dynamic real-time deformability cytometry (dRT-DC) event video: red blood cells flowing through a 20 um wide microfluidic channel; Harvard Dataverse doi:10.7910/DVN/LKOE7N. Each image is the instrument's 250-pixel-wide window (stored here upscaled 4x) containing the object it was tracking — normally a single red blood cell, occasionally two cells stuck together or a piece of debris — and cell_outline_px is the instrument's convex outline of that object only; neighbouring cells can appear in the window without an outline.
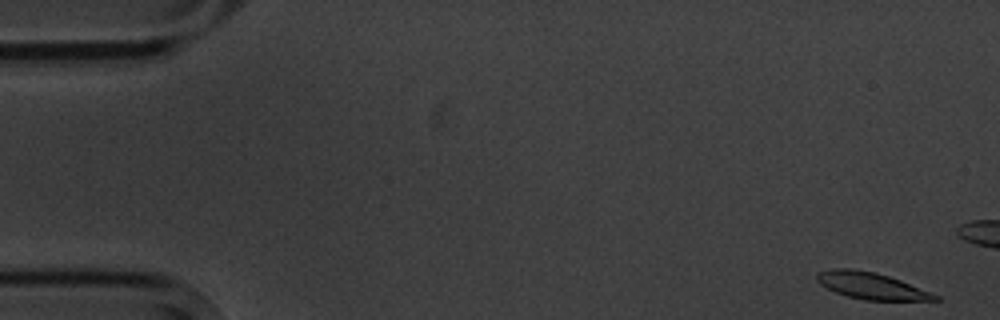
{"species": "common noctule bat (a hibernating species)", "species_latin": "Nyctalus noctula", "temperature_condition": "cold", "stored_images_in_passage": 5, "camera_frame_rate_fps": 3000, "um_per_image_px": 0.085, "animal": {"sex": "male", "body_mass_g": 20.1, "forearm_length_mm": 53.5}, "frame": {"image": 1, "passage_image": 1, "time_ms": 0.0, "image_size_px": [1000, 320], "cell_outline_px": [[940, 300], [864, 300], [848, 296], [836, 292], [820, 284], [816, 280], [816, 276], [820, 272], [832, 268], [852, 268], [872, 272], [888, 276], [900, 280], [940, 296]], "centroid_in_image_um": [74.04, 24.29], "position_along_channel_um": 11.0, "area_um2": 18.03}}